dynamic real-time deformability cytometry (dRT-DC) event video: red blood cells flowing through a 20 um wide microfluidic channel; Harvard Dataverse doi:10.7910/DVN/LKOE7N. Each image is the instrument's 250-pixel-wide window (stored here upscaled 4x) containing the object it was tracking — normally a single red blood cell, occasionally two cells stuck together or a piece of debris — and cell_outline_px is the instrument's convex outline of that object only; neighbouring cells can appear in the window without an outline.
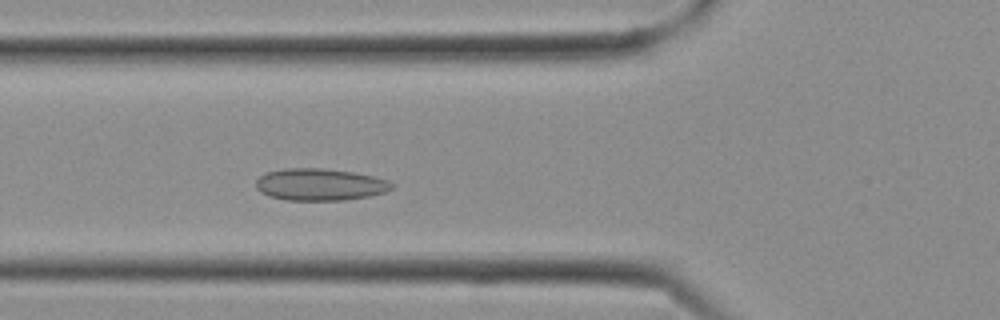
{"species": "Egyptian fruit bat (a non-hibernating species)", "species_latin": "Rousettus aegyptiacus", "temperature_condition": "cold", "stored_images_in_passage": 9, "camera_frame_rate_fps": 3000, "um_per_image_px": 0.085, "frame": {"image": 1, "passage_image": 9, "time_ms": 2.667, "image_size_px": [1000, 320], "cell_outline_px": [[392, 188], [384, 192], [368, 196], [344, 200], [284, 200], [268, 196], [260, 192], [256, 188], [256, 180], [260, 176], [268, 172], [284, 168], [324, 168], [352, 172], [372, 176], [388, 180], [392, 184]], "centroid_in_image_um": [27.15, 15.68], "position_along_channel_um": 98.7, "area_um2": 25.26}}